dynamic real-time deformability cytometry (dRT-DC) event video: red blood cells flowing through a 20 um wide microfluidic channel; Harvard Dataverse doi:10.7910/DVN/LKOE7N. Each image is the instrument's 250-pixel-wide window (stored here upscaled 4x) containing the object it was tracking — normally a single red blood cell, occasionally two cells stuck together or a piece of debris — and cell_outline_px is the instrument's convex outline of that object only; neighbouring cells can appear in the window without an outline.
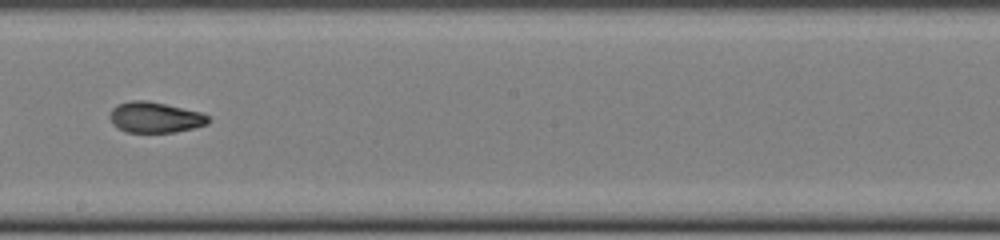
{"species": "common noctule bat (a hibernating species)", "species_latin": "Nyctalus noctula", "temperature_condition": "cold", "stored_images_in_passage": 37, "camera_frame_rate_fps": 3000, "um_per_image_px": 0.085, "animal": {"sex": "female", "body_mass_g": 22.0, "forearm_length_mm": 56.7}, "frame": {"image": 1, "passage_image": 16, "time_ms": 5.0, "image_size_px": [1000, 240], "cell_outline_px": [[212, 120], [208, 124], [176, 132], [128, 132], [116, 128], [112, 124], [108, 116], [112, 108], [128, 100], [144, 100], [164, 104], [200, 112], [208, 116]], "centroid_in_image_um": [13.15, 9.98], "position_along_channel_um": 235.0, "area_um2": 17.63}}
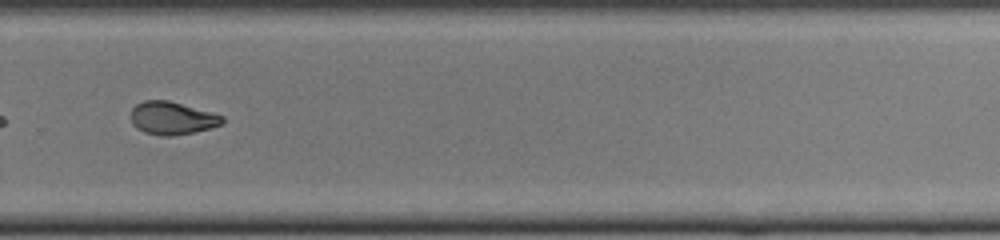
{"frame": {"image": 2, "passage_image": 22, "time_ms": 7.0, "image_size_px": [1000, 240], "cell_outline_px": [[224, 124], [212, 128], [172, 136], [160, 136], [144, 132], [136, 128], [132, 124], [128, 116], [132, 108], [136, 104], [144, 100], [168, 100], [212, 112], [224, 116]], "centroid_in_image_um": [14.6, 10.04], "position_along_channel_um": 315.2, "area_um2": 17.86}, "authors_computed_cell_mechanics": {"area_um2": 18.207, "velocity_mm_per_s": 4.0054, "shape_relaxation_time_tau1_ms": null, "shape_relaxation_time_tau2_ms": 2.6413, "deformation_change_tau1": null, "deformation_change_tau2": 0.0784}}